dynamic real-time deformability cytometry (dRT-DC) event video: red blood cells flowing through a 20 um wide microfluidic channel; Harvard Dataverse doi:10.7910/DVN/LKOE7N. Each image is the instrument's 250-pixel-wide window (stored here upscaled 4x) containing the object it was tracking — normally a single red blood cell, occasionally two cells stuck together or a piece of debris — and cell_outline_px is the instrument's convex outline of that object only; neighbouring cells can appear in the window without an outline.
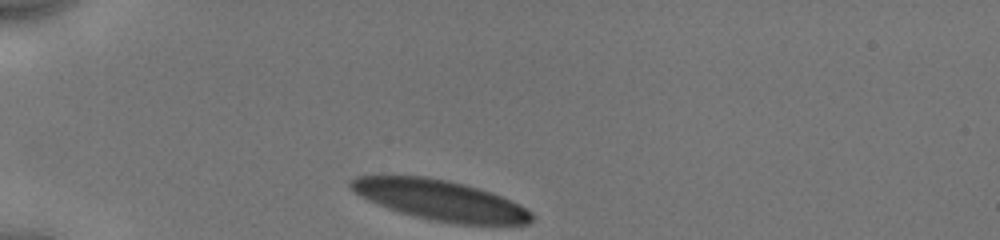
{"species": "human", "species_latin": "Homo sapiens", "temperature_condition": "cold", "stored_images_in_passage": 18, "camera_frame_rate_fps": 3000, "um_per_image_px": 0.085, "donor": {"sex": "male"}, "frame": {"image": 1, "passage_image": 1, "time_ms": 0.0, "image_size_px": [1000, 240], "cell_outline_px": [[532, 220], [528, 224], [460, 224], [432, 220], [400, 212], [388, 208], [368, 200], [360, 196], [348, 188], [348, 180], [356, 176], [424, 176], [448, 180], [464, 184], [492, 192], [520, 204], [532, 212]], "centroid_in_image_um": [37.4, 17.0], "position_along_channel_um": 47.6, "area_um2": 42.31}}
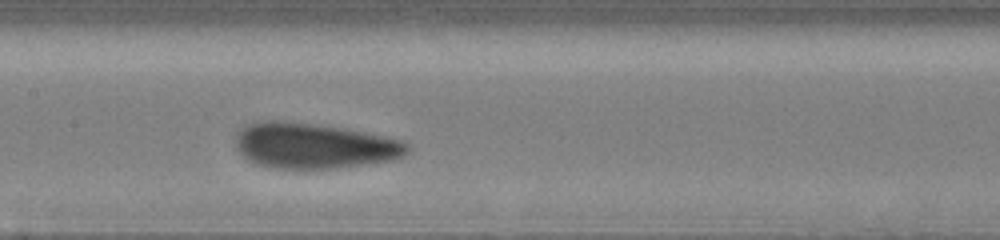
{"frame": {"image": 2, "passage_image": 11, "time_ms": 4.333, "image_size_px": [1000, 240], "cell_outline_px": [[408, 152], [404, 156], [392, 160], [336, 168], [272, 168], [256, 164], [248, 160], [236, 148], [236, 132], [240, 128], [248, 124], [264, 120], [284, 120], [344, 128], [384, 136], [400, 140], [408, 144]], "centroid_in_image_um": [26.65, 12.38], "position_along_channel_um": 180.8, "area_um2": 45.55}}
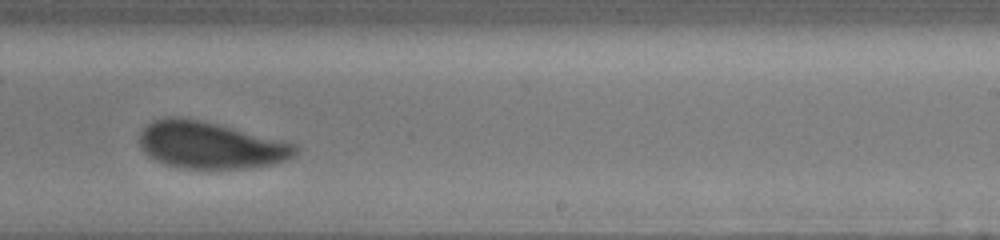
{"frame": {"image": 3, "passage_image": 16, "time_ms": 6.667, "image_size_px": [1000, 240], "cell_outline_px": [[296, 152], [292, 156], [284, 160], [272, 164], [248, 168], [180, 168], [164, 164], [152, 160], [144, 152], [140, 144], [140, 132], [152, 120], [164, 116], [180, 116], [200, 120], [284, 140], [296, 144]], "centroid_in_image_um": [17.83, 12.33], "position_along_channel_um": 271.2, "area_um2": 42.66}}